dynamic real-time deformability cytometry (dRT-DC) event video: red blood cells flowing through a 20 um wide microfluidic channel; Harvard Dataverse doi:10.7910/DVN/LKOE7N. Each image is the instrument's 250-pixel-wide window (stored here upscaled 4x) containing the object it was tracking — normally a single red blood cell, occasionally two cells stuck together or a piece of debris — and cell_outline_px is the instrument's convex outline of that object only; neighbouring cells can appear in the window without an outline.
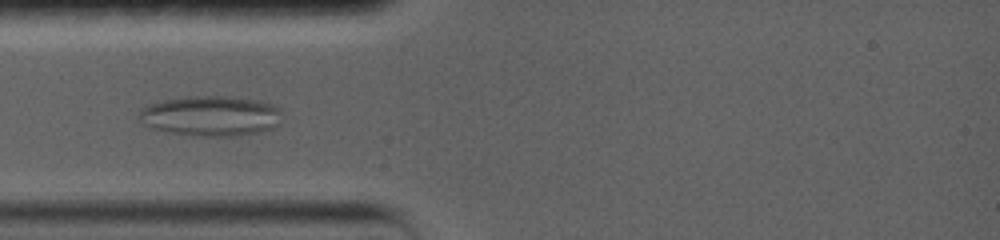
{"species": "common noctule bat (a hibernating species)", "species_latin": "Nyctalus noctula", "temperature_condition": "warm", "stored_images_in_passage": 6, "camera_frame_rate_fps": 5000, "um_per_image_px": 0.085, "animal": {"sex": "female", "body_mass_g": 19.0, "forearm_length_mm": 56.7}, "frame": {"image": 1, "passage_image": 4, "time_ms": 3.2, "image_size_px": [1000, 240], "cell_outline_px": [[280, 112], [276, 124], [272, 128], [256, 132], [232, 136], [200, 136], [168, 132], [152, 128], [144, 124], [136, 116], [140, 108], [164, 100], [192, 96], [220, 96], [260, 100], [272, 104], [280, 108]], "centroid_in_image_um": [17.86, 9.85], "position_along_channel_um": 67.1, "area_um2": 33.18}}
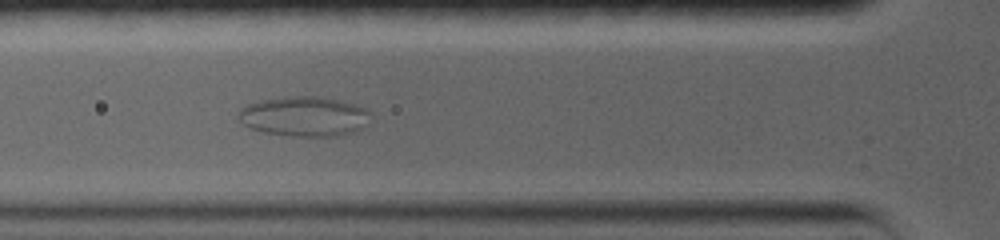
{"frame": {"image": 2, "passage_image": 5, "time_ms": 4.2, "image_size_px": [1000, 240], "cell_outline_px": [[372, 112], [368, 124], [356, 132], [336, 136], [292, 136], [264, 132], [252, 128], [236, 120], [240, 108], [248, 104], [264, 100], [296, 96], [312, 96], [340, 100], [356, 104]], "centroid_in_image_um": [25.9, 9.9], "position_along_channel_um": 99.9, "area_um2": 30.75}}
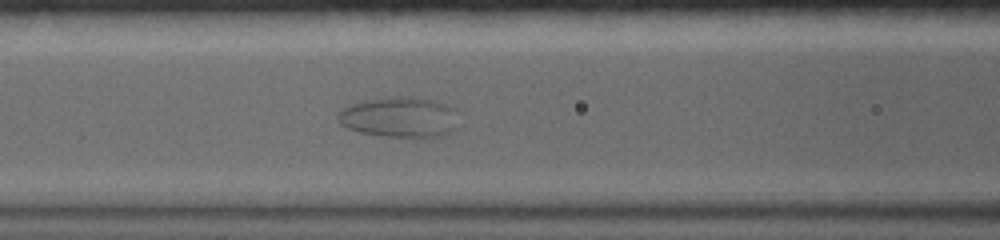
{"frame": {"image": 3, "passage_image": 6, "time_ms": 5.2, "image_size_px": [1000, 240], "cell_outline_px": [[456, 128], [444, 136], [384, 136], [360, 132], [348, 128], [340, 124], [336, 116], [344, 108], [352, 104], [372, 100], [428, 100], [444, 104], [456, 108]], "centroid_in_image_um": [33.97, 10.03], "position_along_channel_um": 132.6, "area_um2": 26.88}}